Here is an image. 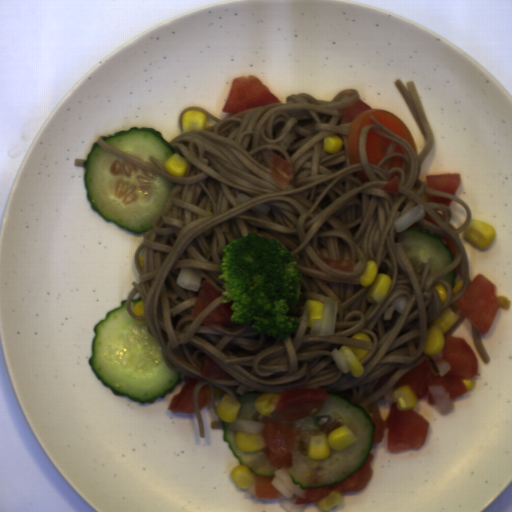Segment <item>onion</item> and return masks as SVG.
Wrapping results in <instances>:
<instances>
[{
    "instance_id": "onion-1",
    "label": "onion",
    "mask_w": 512,
    "mask_h": 512,
    "mask_svg": "<svg viewBox=\"0 0 512 512\" xmlns=\"http://www.w3.org/2000/svg\"><path fill=\"white\" fill-rule=\"evenodd\" d=\"M291 466L275 468V477L271 484L282 493V496L277 499L286 512H304L309 503L295 504V501L299 498L306 499L307 488L302 489V485L296 484L291 478L288 472Z\"/></svg>"
},
{
    "instance_id": "onion-2",
    "label": "onion",
    "mask_w": 512,
    "mask_h": 512,
    "mask_svg": "<svg viewBox=\"0 0 512 512\" xmlns=\"http://www.w3.org/2000/svg\"><path fill=\"white\" fill-rule=\"evenodd\" d=\"M323 304L322 320H314L310 327L312 335L317 337L332 336L336 332L338 300L333 296H325Z\"/></svg>"
},
{
    "instance_id": "onion-3",
    "label": "onion",
    "mask_w": 512,
    "mask_h": 512,
    "mask_svg": "<svg viewBox=\"0 0 512 512\" xmlns=\"http://www.w3.org/2000/svg\"><path fill=\"white\" fill-rule=\"evenodd\" d=\"M426 217L425 204H418L405 211L394 220L398 233L409 229L421 219Z\"/></svg>"
},
{
    "instance_id": "onion-4",
    "label": "onion",
    "mask_w": 512,
    "mask_h": 512,
    "mask_svg": "<svg viewBox=\"0 0 512 512\" xmlns=\"http://www.w3.org/2000/svg\"><path fill=\"white\" fill-rule=\"evenodd\" d=\"M176 284L197 293L201 288V275L191 267H184L176 277Z\"/></svg>"
},
{
    "instance_id": "onion-5",
    "label": "onion",
    "mask_w": 512,
    "mask_h": 512,
    "mask_svg": "<svg viewBox=\"0 0 512 512\" xmlns=\"http://www.w3.org/2000/svg\"><path fill=\"white\" fill-rule=\"evenodd\" d=\"M236 418L233 422H228L229 430L235 431V433L244 434H260V432L266 426L262 421L246 420Z\"/></svg>"
},
{
    "instance_id": "onion-6",
    "label": "onion",
    "mask_w": 512,
    "mask_h": 512,
    "mask_svg": "<svg viewBox=\"0 0 512 512\" xmlns=\"http://www.w3.org/2000/svg\"><path fill=\"white\" fill-rule=\"evenodd\" d=\"M330 355L340 371H342L343 373H347L350 371L340 352V349L334 348Z\"/></svg>"
},
{
    "instance_id": "onion-7",
    "label": "onion",
    "mask_w": 512,
    "mask_h": 512,
    "mask_svg": "<svg viewBox=\"0 0 512 512\" xmlns=\"http://www.w3.org/2000/svg\"><path fill=\"white\" fill-rule=\"evenodd\" d=\"M391 307L397 312V313H404L406 309L407 300L405 296H396L394 299L390 301Z\"/></svg>"
}]
</instances>
